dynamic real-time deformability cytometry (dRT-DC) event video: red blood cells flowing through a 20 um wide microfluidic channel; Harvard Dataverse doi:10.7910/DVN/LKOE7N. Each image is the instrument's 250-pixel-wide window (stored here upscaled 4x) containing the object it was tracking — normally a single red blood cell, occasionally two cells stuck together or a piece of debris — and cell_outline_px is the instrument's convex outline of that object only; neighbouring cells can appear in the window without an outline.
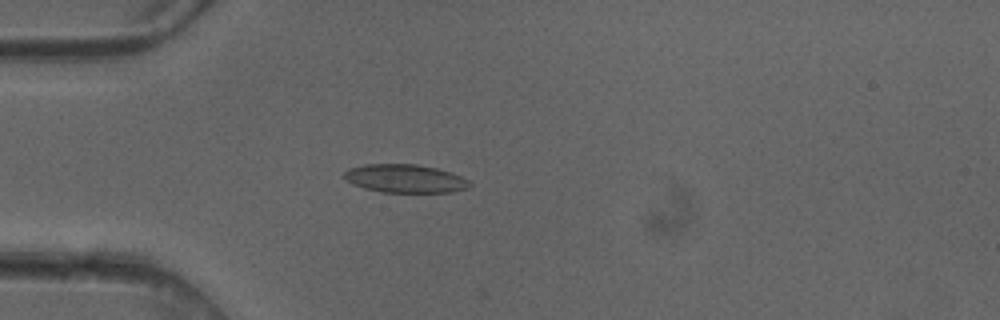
{"species": "common noctule bat (a hibernating species)", "species_latin": "Nyctalus noctula", "temperature_condition": "cold", "stored_images_in_passage": 4, "camera_frame_rate_fps": 3000, "um_per_image_px": 0.085, "animal": {"sex": "female"}, "frame": {"image": 1, "passage_image": 4, "time_ms": 1.0, "image_size_px": [1000, 320], "cell_outline_px": [[472, 184], [468, 188], [452, 192], [380, 192], [364, 188], [352, 184], [344, 180], [344, 172], [348, 168], [364, 164], [416, 164], [436, 168], [452, 172], [468, 180]], "centroid_in_image_um": [34.41, 15.17], "position_along_channel_um": 50.6, "area_um2": 20.87}}